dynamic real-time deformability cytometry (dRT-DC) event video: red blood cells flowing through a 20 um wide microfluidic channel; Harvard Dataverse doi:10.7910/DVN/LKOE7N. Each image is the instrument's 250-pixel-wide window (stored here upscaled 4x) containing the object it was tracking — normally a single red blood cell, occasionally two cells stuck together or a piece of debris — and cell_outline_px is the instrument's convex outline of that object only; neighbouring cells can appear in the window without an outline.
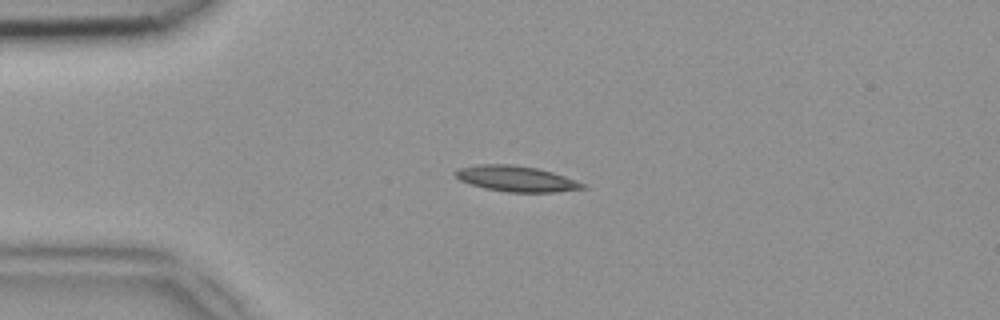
{"species": "common noctule bat (a hibernating species)", "species_latin": "Nyctalus noctula", "temperature_condition": "room temperature", "stored_images_in_passage": 48, "camera_frame_rate_fps": 3000, "um_per_image_px": 0.085, "animal": {"sex": "female", "body_mass_g": 18.4}, "frame": {"image": 1, "passage_image": 11, "time_ms": 3.333, "image_size_px": [1000, 320], "cell_outline_px": [[588, 188], [556, 192], [508, 192], [484, 188], [460, 180], [452, 172], [460, 168], [476, 164], [512, 164], [536, 168], [552, 172], [576, 180], [584, 184]], "centroid_in_image_um": [43.88, 15.19], "position_along_channel_um": 41.1, "area_um2": 19.02}}
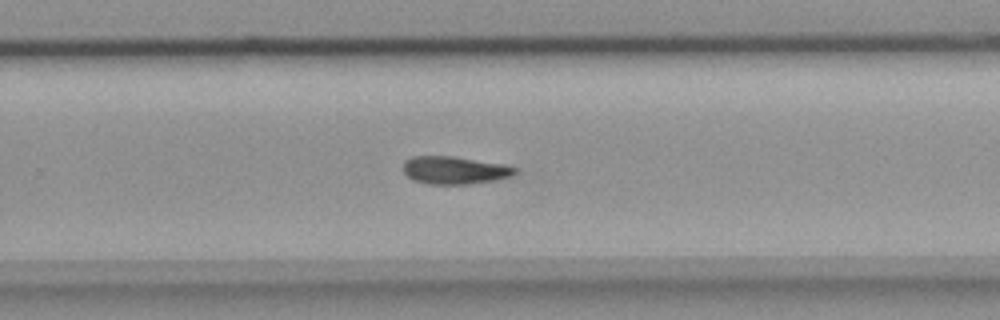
{"frame": {"image": 2, "passage_image": 31, "time_ms": 10.0, "image_size_px": [1000, 320], "cell_outline_px": [[516, 172], [512, 176], [496, 180], [472, 184], [428, 184], [412, 180], [400, 168], [404, 160], [412, 156], [456, 156], [504, 164], [516, 168]], "centroid_in_image_um": [38.6, 14.46], "position_along_channel_um": 291.2, "area_um2": 18.44}}
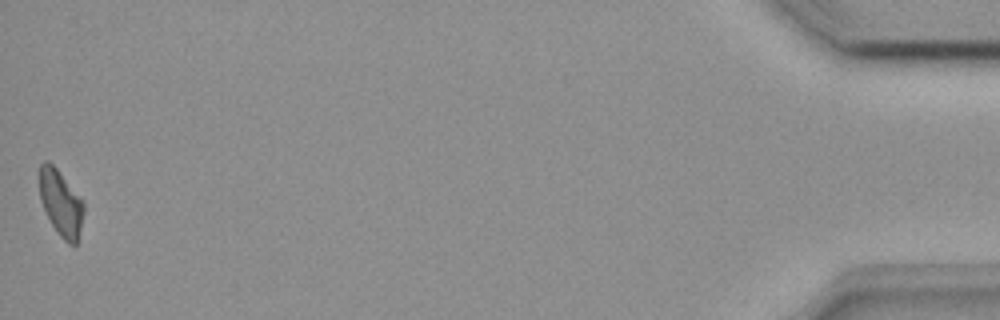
{"frame": {"image": 3, "passage_image": 48, "time_ms": 15.667, "image_size_px": [1000, 320], "cell_outline_px": [[84, 212], [76, 244], [68, 244], [60, 236], [52, 224], [40, 200], [40, 164], [44, 160], [48, 160], [56, 168], [84, 200]], "centroid_in_image_um": [5.18, 17.23], "position_along_channel_um": 430.0, "area_um2": 16.82}}